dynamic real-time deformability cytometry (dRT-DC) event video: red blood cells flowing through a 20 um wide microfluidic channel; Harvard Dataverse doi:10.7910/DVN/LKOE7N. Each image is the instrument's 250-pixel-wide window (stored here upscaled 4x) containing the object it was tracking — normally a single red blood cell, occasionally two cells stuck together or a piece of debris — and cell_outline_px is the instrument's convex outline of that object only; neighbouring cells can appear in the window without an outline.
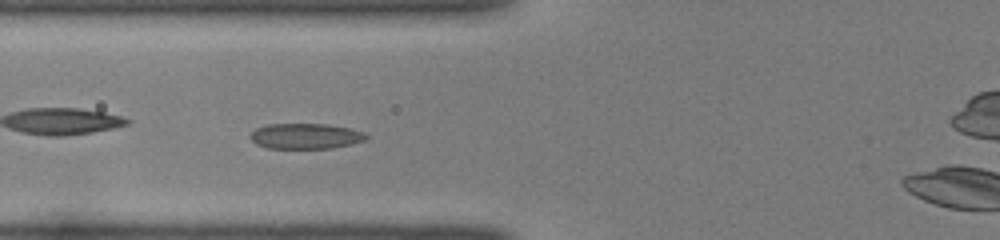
{"species": "common noctule bat (a hibernating species)", "species_latin": "Nyctalus noctula", "temperature_condition": "room temperature", "stored_images_in_passage": 43, "camera_frame_rate_fps": 3000, "um_per_image_px": 0.085, "animal": {"sex": "female", "body_mass_g": 22.0, "forearm_length_mm": 56.7}, "frame": {"image": 1, "passage_image": 12, "time_ms": 3.667, "image_size_px": [1000, 240], "cell_outline_px": [[368, 136], [364, 140], [352, 144], [332, 148], [264, 148], [256, 144], [248, 136], [256, 128], [268, 124], [328, 124], [348, 128], [364, 132]], "centroid_in_image_um": [25.94, 11.57], "position_along_channel_um": 99.9, "area_um2": 17.22}}
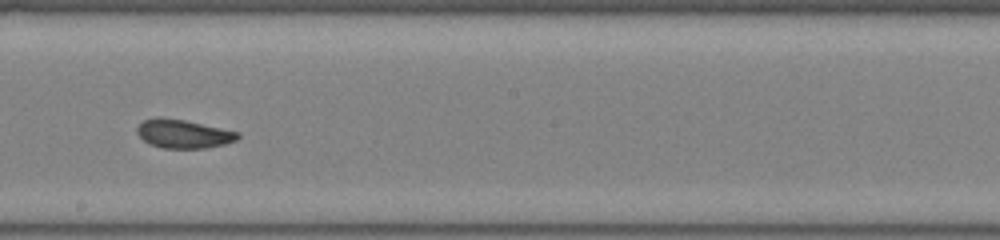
{"frame": {"image": 2, "passage_image": 22, "time_ms": 7.0, "image_size_px": [1000, 240], "cell_outline_px": [[240, 136], [236, 140], [224, 144], [204, 148], [164, 148], [148, 144], [136, 132], [136, 128], [144, 120], [156, 116], [184, 120], [240, 132]], "centroid_in_image_um": [15.57, 11.37], "position_along_channel_um": 232.6, "area_um2": 16.76}}
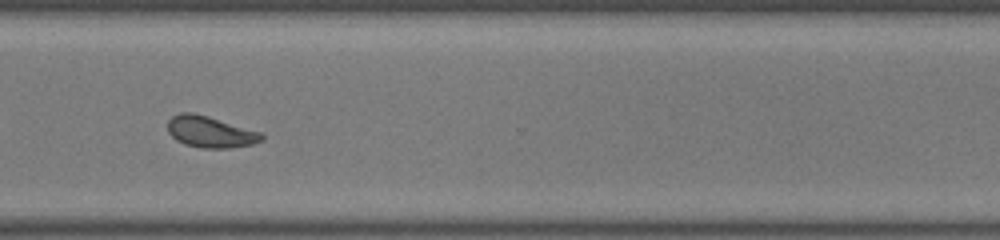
{"frame": {"image": 3, "passage_image": 31, "time_ms": 10.0, "image_size_px": [1000, 240], "cell_outline_px": [[264, 140], [252, 144], [228, 148], [200, 148], [184, 144], [176, 140], [168, 132], [168, 120], [172, 116], [180, 112], [192, 112], [208, 116], [264, 132]], "centroid_in_image_um": [17.9, 11.2], "position_along_channel_um": 352.7, "area_um2": 17.46}}